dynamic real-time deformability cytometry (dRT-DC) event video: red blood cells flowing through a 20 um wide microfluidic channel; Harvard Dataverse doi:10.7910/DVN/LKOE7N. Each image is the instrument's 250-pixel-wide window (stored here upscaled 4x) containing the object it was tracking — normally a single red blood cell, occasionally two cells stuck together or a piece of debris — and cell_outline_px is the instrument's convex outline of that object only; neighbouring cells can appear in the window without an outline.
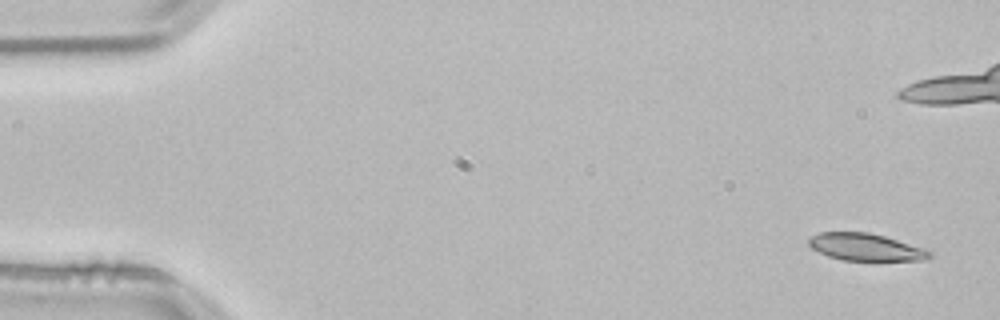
{"species": "common noctule bat (a hibernating species)", "species_latin": "Nyctalus noctula", "temperature_condition": "room temperature", "stored_images_in_passage": 5, "camera_frame_rate_fps": 3000, "um_per_image_px": 0.085, "animal": {"sex": "male", "body_mass_g": 21.5, "forearm_length_mm": 52.0}, "frame": {"image": 1, "passage_image": 1, "time_ms": 0.0, "image_size_px": [1000, 320], "cell_outline_px": [[932, 256], [920, 260], [844, 260], [828, 256], [812, 248], [808, 244], [808, 236], [820, 232], [868, 232], [884, 236], [932, 252]], "centroid_in_image_um": [73.49, 20.99], "position_along_channel_um": 11.5, "area_um2": 18.79}}